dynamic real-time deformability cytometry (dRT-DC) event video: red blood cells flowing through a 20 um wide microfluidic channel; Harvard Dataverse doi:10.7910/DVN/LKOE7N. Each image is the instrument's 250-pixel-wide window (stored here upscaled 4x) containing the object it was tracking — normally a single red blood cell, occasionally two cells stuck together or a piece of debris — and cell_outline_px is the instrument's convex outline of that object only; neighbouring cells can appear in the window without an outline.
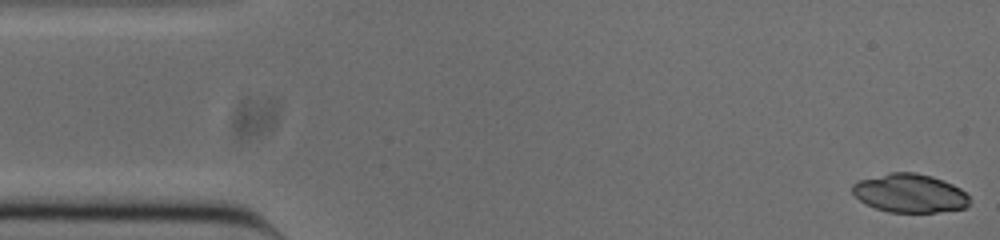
{"species": "common noctule bat (a hibernating species)", "species_latin": "Nyctalus noctula", "temperature_condition": "cold", "stored_images_in_passage": 52, "camera_frame_rate_fps": 3000, "um_per_image_px": 0.085, "animal": {"sex": "male", "body_mass_g": 20.0, "forearm_length_mm": 53.3}, "frame": {"image": 1, "passage_image": 1, "time_ms": 0.0, "image_size_px": [1000, 240], "cell_outline_px": [[968, 204], [964, 208], [936, 212], [888, 212], [876, 208], [860, 200], [852, 192], [852, 184], [860, 180], [892, 172], [916, 172], [932, 176], [952, 184], [960, 188], [968, 196]], "centroid_in_image_um": [77.33, 16.42], "position_along_channel_um": 7.7, "area_um2": 26.07}}
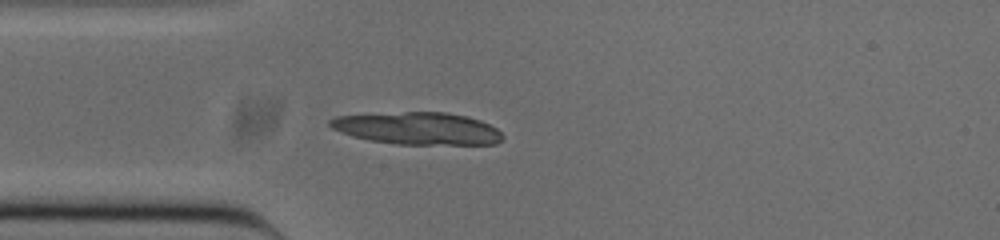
{"frame": {"image": 2, "passage_image": 13, "time_ms": 4.0, "image_size_px": [1000, 240], "cell_outline_px": [[504, 136], [496, 144], [396, 144], [372, 140], [352, 136], [340, 132], [332, 128], [328, 124], [328, 120], [336, 116], [404, 112], [448, 112], [468, 116], [480, 120], [496, 128]], "centroid_in_image_um": [35.5, 10.91], "position_along_channel_um": 49.5, "area_um2": 32.37}}